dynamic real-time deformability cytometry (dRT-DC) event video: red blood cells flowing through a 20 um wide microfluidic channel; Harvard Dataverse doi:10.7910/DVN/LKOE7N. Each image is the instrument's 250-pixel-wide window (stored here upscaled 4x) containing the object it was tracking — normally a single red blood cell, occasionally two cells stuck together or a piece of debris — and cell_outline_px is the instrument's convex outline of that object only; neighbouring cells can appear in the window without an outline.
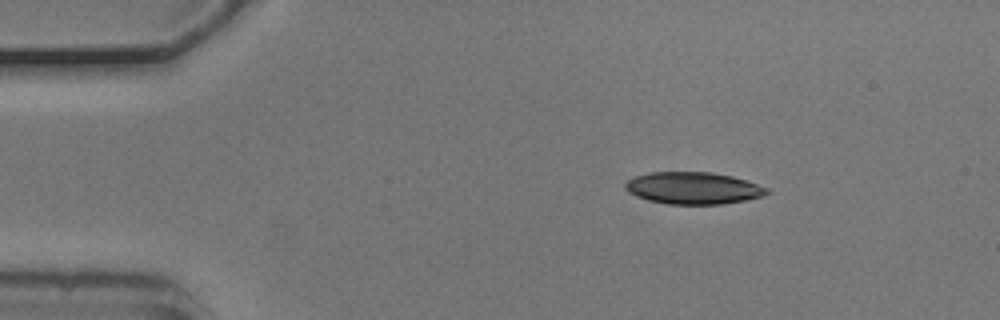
{"species": "common noctule bat (a hibernating species)", "species_latin": "Nyctalus noctula", "temperature_condition": "cold", "stored_images_in_passage": 3, "camera_frame_rate_fps": 3000, "um_per_image_px": 0.085, "animal": {"sex": "male", "body_mass_g": 20.5, "forearm_length_mm": 52.5}, "frame": {"image": 1, "passage_image": 1, "time_ms": 0.0, "image_size_px": [1000, 320], "cell_outline_px": [[772, 192], [764, 196], [748, 200], [724, 204], [668, 204], [648, 200], [636, 196], [628, 192], [624, 188], [624, 184], [628, 180], [636, 176], [652, 172], [712, 172], [732, 176], [768, 188]], "centroid_in_image_um": [58.95, 16.0], "position_along_channel_um": 26.1, "area_um2": 26.53}}